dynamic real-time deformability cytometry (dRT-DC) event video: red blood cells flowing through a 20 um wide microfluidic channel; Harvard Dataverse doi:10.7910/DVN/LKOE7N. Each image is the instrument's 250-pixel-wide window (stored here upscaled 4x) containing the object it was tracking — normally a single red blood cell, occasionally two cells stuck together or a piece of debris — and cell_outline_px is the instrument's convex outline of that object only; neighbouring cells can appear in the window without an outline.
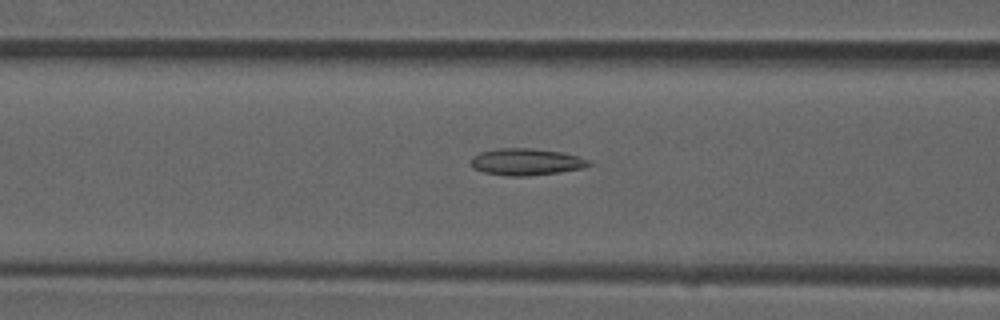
{"species": "common noctule bat (a hibernating species)", "species_latin": "Nyctalus noctula", "temperature_condition": "room temperature", "stored_images_in_passage": 52, "camera_frame_rate_fps": 3000, "um_per_image_px": 0.085, "animal": {"sex": "male", "forearm_length_mm": 52.5}, "frame": {"image": 1, "passage_image": 21, "time_ms": 6.667, "image_size_px": [1000, 320], "cell_outline_px": [[592, 164], [584, 168], [560, 172], [528, 176], [508, 176], [484, 172], [472, 168], [472, 156], [480, 152], [500, 148], [532, 148], [560, 152], [576, 156], [588, 160]], "centroid_in_image_um": [44.71, 13.76], "position_along_channel_um": 121.9, "area_um2": 18.32}}
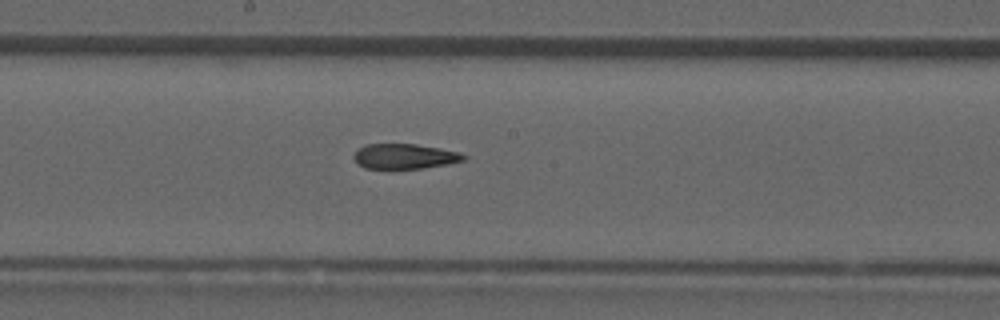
{"frame": {"image": 2, "passage_image": 28, "time_ms": 9.0, "image_size_px": [1000, 320], "cell_outline_px": [[468, 156], [464, 160], [448, 164], [424, 168], [364, 168], [352, 156], [364, 144], [416, 144], [440, 148], [460, 152]], "centroid_in_image_um": [34.44, 13.28], "position_along_channel_um": 213.8, "area_um2": 15.95}}
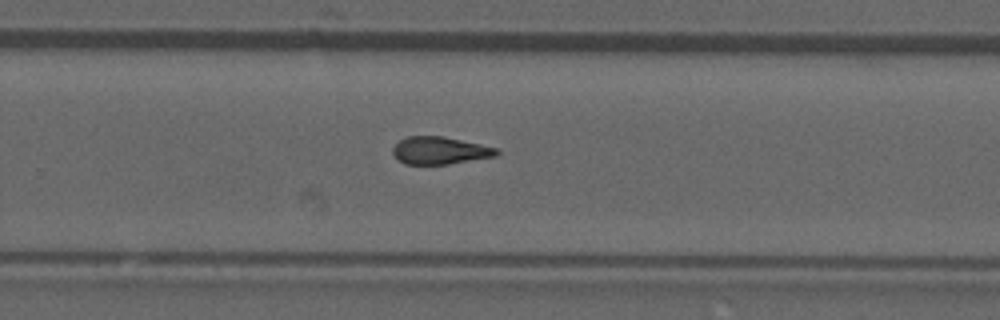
{"frame": {"image": 3, "passage_image": 34, "time_ms": 11.0, "image_size_px": [1000, 320], "cell_outline_px": [[500, 152], [496, 156], [448, 164], [404, 164], [392, 152], [392, 148], [400, 140], [408, 136], [444, 136], [480, 144], [496, 148]], "centroid_in_image_um": [37.39, 12.79], "position_along_channel_um": 292.4, "area_um2": 16.47}, "authors_computed_cell_mechanics": {"area_um2": 17.2822, "velocity_mm_per_s": 3.9539, "shape_relaxation_time_tau1_ms": null, "shape_relaxation_time_tau2_ms": 4.6164, "deformation_change_tau1": null, "deformation_change_tau2": 0.1515}}